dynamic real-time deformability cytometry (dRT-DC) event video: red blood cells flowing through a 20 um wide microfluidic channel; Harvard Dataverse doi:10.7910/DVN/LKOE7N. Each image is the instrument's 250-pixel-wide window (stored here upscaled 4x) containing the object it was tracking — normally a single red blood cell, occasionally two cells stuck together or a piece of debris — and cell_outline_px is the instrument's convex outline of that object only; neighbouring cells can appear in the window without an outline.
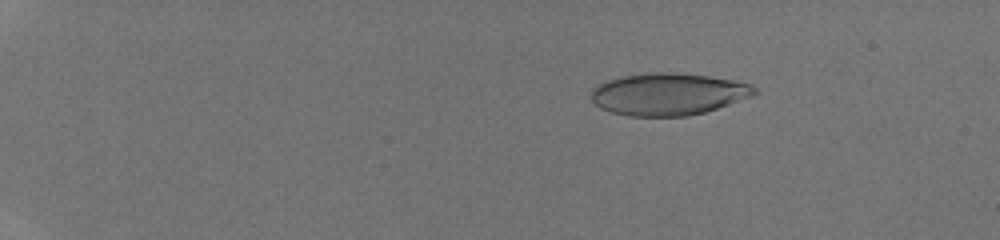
{"species": "human", "species_latin": "Homo sapiens", "temperature_condition": "room temperature", "stored_images_in_passage": 38, "camera_frame_rate_fps": 3000, "um_per_image_px": 0.085, "donor": {"sex": "male"}, "frame": {"image": 1, "passage_image": 1, "time_ms": 0.0, "image_size_px": [1000, 240], "cell_outline_px": [[760, 92], [752, 96], [704, 112], [688, 116], [628, 116], [612, 112], [600, 108], [592, 100], [592, 88], [596, 84], [604, 80], [620, 76], [648, 72], [672, 72], [708, 76], [732, 80], [748, 84], [756, 88]], "centroid_in_image_um": [56.75, 7.99], "position_along_channel_um": 28.2, "area_um2": 40.17}}
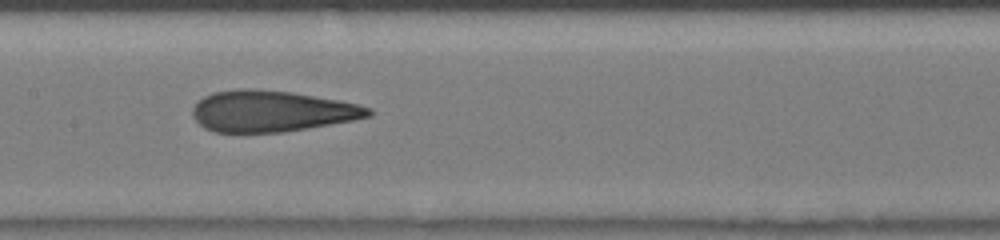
{"frame": {"image": 2, "passage_image": 19, "time_ms": 6.0, "image_size_px": [1000, 240], "cell_outline_px": [[372, 116], [352, 120], [284, 132], [216, 132], [204, 128], [192, 116], [192, 108], [204, 96], [212, 92], [240, 88], [252, 88], [292, 92], [336, 100], [356, 104], [372, 108]], "centroid_in_image_um": [23.05, 9.44], "position_along_channel_um": 184.3, "area_um2": 42.02}}
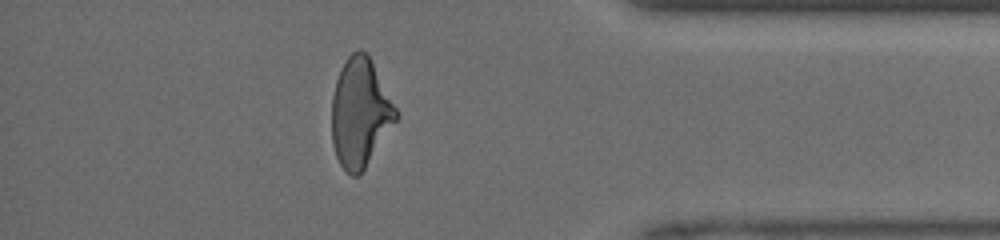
{"frame": {"image": 3, "passage_image": 34, "time_ms": 11.0, "image_size_px": [1000, 240], "cell_outline_px": [[400, 116], [364, 168], [356, 176], [352, 176], [340, 164], [336, 156], [332, 144], [332, 96], [336, 80], [340, 68], [348, 56], [352, 52], [360, 48], [368, 52], [400, 112]], "centroid_in_image_um": [30.63, 9.52], "position_along_channel_um": 404.6, "area_um2": 41.1}}